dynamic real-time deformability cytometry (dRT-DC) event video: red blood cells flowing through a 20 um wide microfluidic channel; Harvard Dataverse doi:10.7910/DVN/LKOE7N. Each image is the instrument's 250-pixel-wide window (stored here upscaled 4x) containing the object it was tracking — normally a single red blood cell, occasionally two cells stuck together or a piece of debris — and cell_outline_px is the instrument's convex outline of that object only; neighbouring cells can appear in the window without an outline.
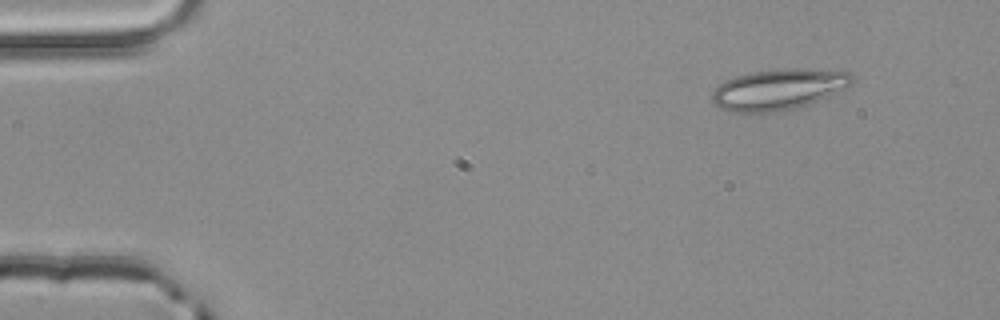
{"species": "common noctule bat (a hibernating species)", "species_latin": "Nyctalus noctula", "temperature_condition": "room temperature", "stored_images_in_passage": 3, "camera_frame_rate_fps": 3000, "um_per_image_px": 0.085, "animal": {"sex": "male", "body_mass_g": 20.4}, "frame": {"image": 1, "passage_image": 1, "time_ms": 0.0, "image_size_px": [1000, 320], "cell_outline_px": [[856, 76], [852, 84], [848, 88], [800, 108], [776, 112], [732, 112], [720, 108], [712, 100], [712, 92], [724, 80], [736, 76], [752, 72], [784, 68], [808, 68], [852, 72]], "centroid_in_image_um": [66.25, 7.59], "position_along_channel_um": 18.7, "area_um2": 33.87}}